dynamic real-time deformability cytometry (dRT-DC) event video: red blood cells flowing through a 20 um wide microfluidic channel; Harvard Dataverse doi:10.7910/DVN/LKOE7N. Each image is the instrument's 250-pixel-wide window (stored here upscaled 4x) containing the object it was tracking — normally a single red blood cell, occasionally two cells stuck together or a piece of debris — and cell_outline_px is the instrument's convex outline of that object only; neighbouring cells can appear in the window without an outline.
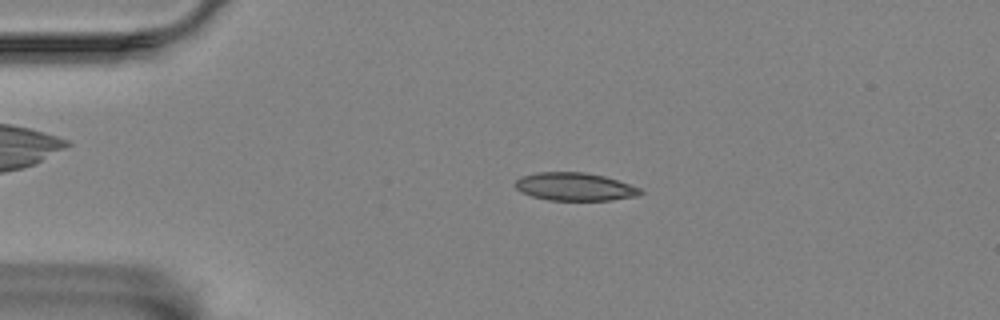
{"species": "Egyptian fruit bat (a non-hibernating species)", "species_latin": "Rousettus aegyptiacus", "temperature_condition": "room temperature", "stored_images_in_passage": 56, "camera_frame_rate_fps": 3000, "um_per_image_px": 0.085, "animal": {"sex": "female"}, "frame": {"image": 1, "passage_image": 11, "time_ms": 3.333, "image_size_px": [1000, 320], "cell_outline_px": [[644, 192], [636, 196], [612, 200], [548, 200], [532, 196], [520, 192], [512, 184], [520, 176], [536, 172], [584, 172], [604, 176], [640, 188]], "centroid_in_image_um": [48.8, 15.87], "position_along_channel_um": 36.2, "area_um2": 20.46}}
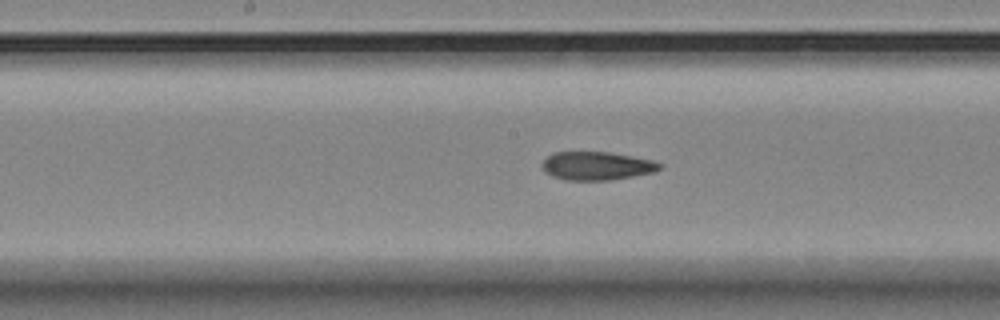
{"frame": {"image": 2, "passage_image": 28, "time_ms": 9.0, "image_size_px": [1000, 320], "cell_outline_px": [[664, 164], [656, 172], [612, 180], [564, 180], [552, 176], [544, 172], [540, 164], [552, 152], [608, 152], [632, 156], [652, 160]], "centroid_in_image_um": [50.72, 14.1], "position_along_channel_um": 197.5, "area_um2": 19.65}}
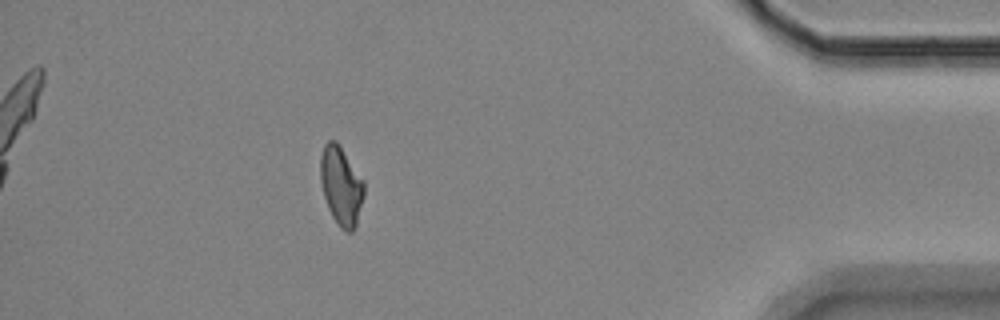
{"frame": {"image": 3, "passage_image": 50, "time_ms": 16.333, "image_size_px": [1000, 320], "cell_outline_px": [[364, 196], [356, 228], [352, 232], [344, 232], [340, 228], [332, 216], [328, 208], [324, 196], [320, 180], [320, 156], [324, 144], [328, 140], [336, 140], [340, 144], [364, 180]], "centroid_in_image_um": [29.0, 15.79], "position_along_channel_um": 406.2, "area_um2": 20.46}, "authors_computed_cell_mechanics": {"area_um2": 19.9699, "velocity_mm_per_s": 3.4719, "shape_relaxation_time_tau1_ms": null, "shape_relaxation_time_tau2_ms": 3.0049, "deformation_change_tau1": null, "deformation_change_tau2": 0.1014}}